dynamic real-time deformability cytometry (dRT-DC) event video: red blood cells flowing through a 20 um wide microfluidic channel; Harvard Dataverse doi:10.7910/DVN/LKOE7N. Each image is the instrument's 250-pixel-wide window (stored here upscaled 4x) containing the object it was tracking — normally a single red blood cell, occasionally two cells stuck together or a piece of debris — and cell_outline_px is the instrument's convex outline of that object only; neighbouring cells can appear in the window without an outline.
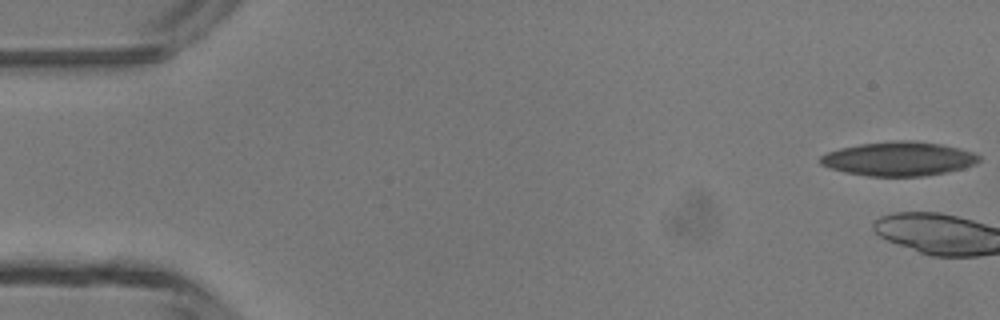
{"species": "common noctule bat (a hibernating species)", "species_latin": "Nyctalus noctula", "temperature_condition": "room temperature", "stored_images_in_passage": 3, "camera_frame_rate_fps": 3000, "um_per_image_px": 0.085, "animal": {"sex": "male", "body_mass_g": 13.3}, "frame": {"image": 1, "passage_image": 1, "time_ms": 0.0, "image_size_px": [1000, 320], "cell_outline_px": [[980, 160], [976, 164], [964, 168], [924, 176], [868, 176], [844, 172], [828, 168], [820, 164], [820, 156], [828, 152], [840, 148], [860, 144], [900, 140], [912, 140], [940, 144], [972, 152], [980, 156]], "centroid_in_image_um": [76.37, 13.5], "position_along_channel_um": 8.6, "area_um2": 31.39}}